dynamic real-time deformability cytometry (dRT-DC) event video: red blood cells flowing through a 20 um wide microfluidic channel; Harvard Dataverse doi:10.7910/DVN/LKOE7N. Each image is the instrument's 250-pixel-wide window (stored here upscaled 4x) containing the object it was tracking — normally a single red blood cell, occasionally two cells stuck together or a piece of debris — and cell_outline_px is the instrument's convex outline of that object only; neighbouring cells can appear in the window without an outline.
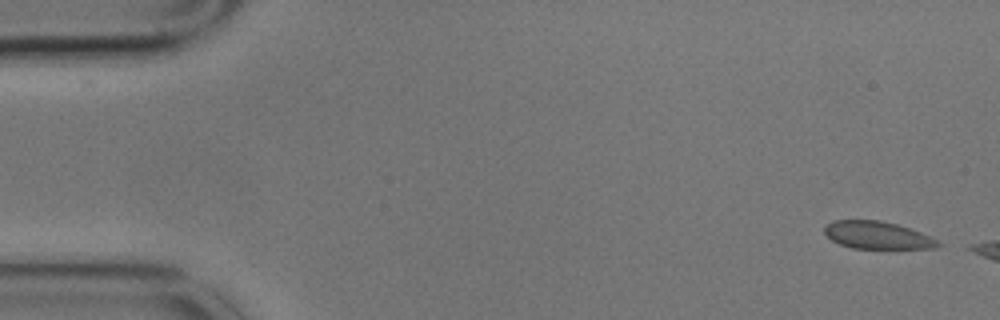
{"species": "common noctule bat (a hibernating species)", "species_latin": "Nyctalus noctula", "temperature_condition": "cold", "stored_images_in_passage": 10, "camera_frame_rate_fps": 3000, "um_per_image_px": 0.085, "animal": {"sex": "male", "body_mass_g": 17.9}, "frame": {"image": 1, "passage_image": 1, "time_ms": 0.0, "image_size_px": [1000, 320], "cell_outline_px": [[944, 244], [936, 248], [852, 248], [840, 244], [832, 240], [824, 232], [824, 224], [832, 220], [880, 220], [896, 224], [920, 232]], "centroid_in_image_um": [74.54, 19.98], "position_along_channel_um": 10.5, "area_um2": 18.09}}